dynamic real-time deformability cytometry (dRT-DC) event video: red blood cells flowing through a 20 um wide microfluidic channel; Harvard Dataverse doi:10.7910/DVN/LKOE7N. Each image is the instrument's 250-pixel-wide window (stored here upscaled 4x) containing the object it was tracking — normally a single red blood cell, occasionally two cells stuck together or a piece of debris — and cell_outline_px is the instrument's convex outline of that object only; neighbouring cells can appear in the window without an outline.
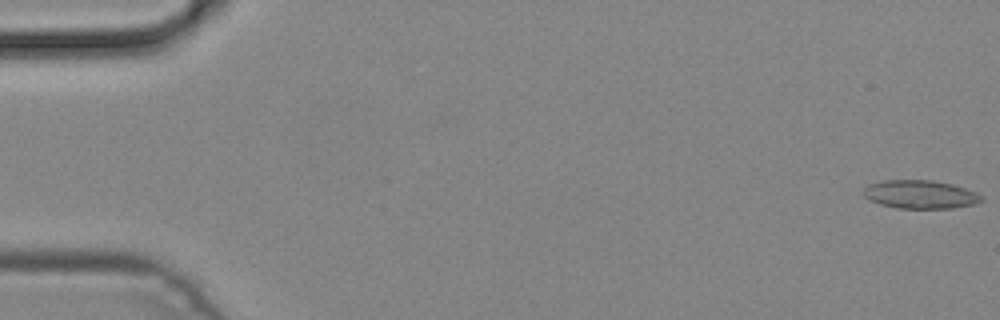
{"species": "common noctule bat (a hibernating species)", "species_latin": "Nyctalus noctula", "temperature_condition": "cold", "stored_images_in_passage": 5, "camera_frame_rate_fps": 3000, "um_per_image_px": 0.085, "animal": {"sex": "male", "body_mass_g": 19.2, "forearm_length_mm": 51.8}, "frame": {"image": 1, "passage_image": 1, "time_ms": 0.0, "image_size_px": [1000, 320], "cell_outline_px": [[984, 200], [976, 204], [952, 208], [896, 208], [880, 204], [864, 196], [864, 188], [868, 184], [884, 180], [932, 180], [952, 184], [976, 192]], "centroid_in_image_um": [78.23, 16.52], "position_along_channel_um": 6.8, "area_um2": 19.42}}